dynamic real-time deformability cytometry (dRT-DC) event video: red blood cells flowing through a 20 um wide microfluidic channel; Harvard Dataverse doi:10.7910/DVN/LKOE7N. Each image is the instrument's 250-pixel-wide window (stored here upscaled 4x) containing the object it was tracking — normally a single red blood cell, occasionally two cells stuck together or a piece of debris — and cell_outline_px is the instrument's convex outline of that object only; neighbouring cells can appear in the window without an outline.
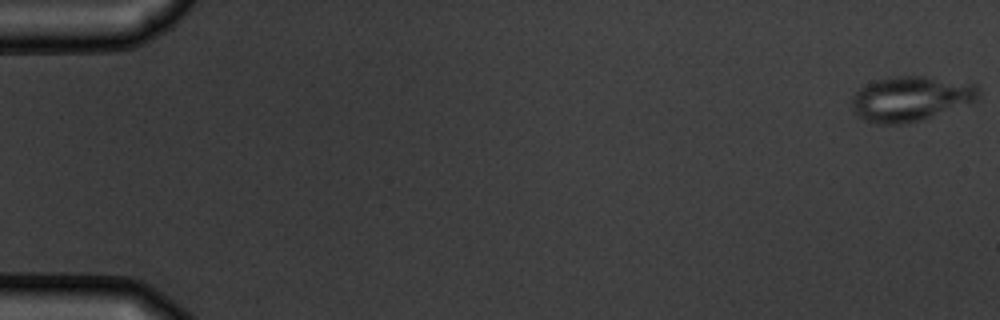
{"species": "common noctule bat (a hibernating species)", "species_latin": "Nyctalus noctula", "temperature_condition": "warm", "stored_images_in_passage": 7, "camera_frame_rate_fps": 3000, "um_per_image_px": 0.085, "animal": {"sex": "male", "body_mass_g": 19.5, "forearm_length_mm": 54.6}, "frame": {"image": 1, "passage_image": 1, "time_ms": 0.0, "image_size_px": [1000, 320], "cell_outline_px": [[980, 96], [972, 100], [928, 116], [904, 124], [876, 124], [864, 120], [852, 108], [852, 96], [860, 88], [876, 80], [888, 76], [924, 76], [976, 84], [980, 88]], "centroid_in_image_um": [77.33, 8.36], "position_along_channel_um": 7.7, "area_um2": 32.25}}